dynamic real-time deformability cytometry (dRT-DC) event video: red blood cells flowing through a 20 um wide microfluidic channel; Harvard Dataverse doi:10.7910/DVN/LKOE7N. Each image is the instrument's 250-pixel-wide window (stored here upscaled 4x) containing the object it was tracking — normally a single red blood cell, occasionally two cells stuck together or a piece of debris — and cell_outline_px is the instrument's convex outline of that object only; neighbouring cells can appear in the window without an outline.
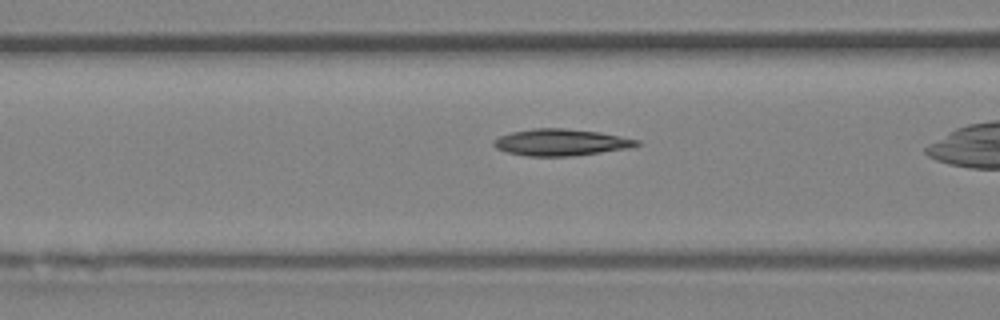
{"species": "Egyptian fruit bat (a non-hibernating species)", "species_latin": "Rousettus aegyptiacus", "temperature_condition": "room temperature", "stored_images_in_passage": 18, "camera_frame_rate_fps": 3000, "um_per_image_px": 0.085, "animal": {"sex": "female"}, "frame": {"image": 1, "passage_image": 13, "time_ms": 4.0, "image_size_px": [1000, 320], "cell_outline_px": [[640, 144], [628, 148], [572, 156], [528, 156], [508, 152], [496, 148], [492, 144], [492, 140], [500, 136], [512, 132], [536, 128], [564, 128], [600, 132], [640, 140]], "centroid_in_image_um": [47.66, 12.09], "position_along_channel_um": 118.9, "area_um2": 22.08}}
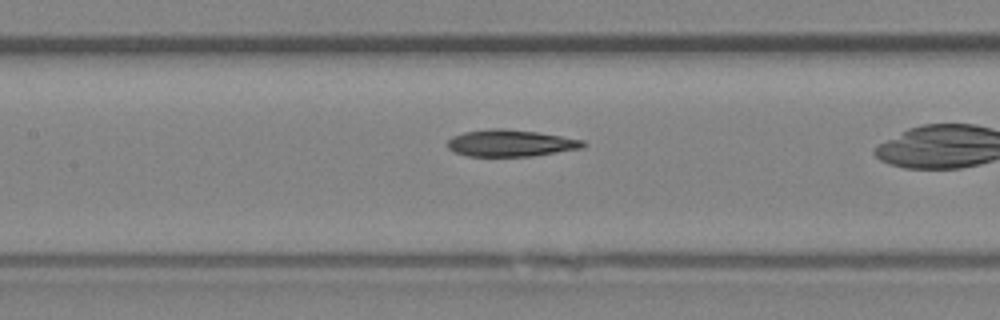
{"frame": {"image": 2, "passage_image": 16, "time_ms": 5.0, "image_size_px": [1000, 320], "cell_outline_px": [[588, 144], [584, 148], [532, 156], [468, 156], [456, 152], [448, 148], [448, 140], [452, 136], [464, 132], [492, 128], [500, 128], [536, 132], [584, 140]], "centroid_in_image_um": [43.43, 12.17], "position_along_channel_um": 164.0, "area_um2": 21.1}}